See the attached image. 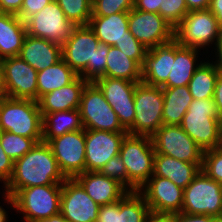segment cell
Returning a JSON list of instances; mask_svg holds the SVG:
<instances>
[{"label": "cell", "mask_w": 222, "mask_h": 222, "mask_svg": "<svg viewBox=\"0 0 222 222\" xmlns=\"http://www.w3.org/2000/svg\"><path fill=\"white\" fill-rule=\"evenodd\" d=\"M163 105L162 87L138 83L134 92L135 119L128 134L151 137L163 125Z\"/></svg>", "instance_id": "cell-7"}, {"label": "cell", "mask_w": 222, "mask_h": 222, "mask_svg": "<svg viewBox=\"0 0 222 222\" xmlns=\"http://www.w3.org/2000/svg\"><path fill=\"white\" fill-rule=\"evenodd\" d=\"M0 131L42 142V115L38 101L4 96L0 102Z\"/></svg>", "instance_id": "cell-3"}, {"label": "cell", "mask_w": 222, "mask_h": 222, "mask_svg": "<svg viewBox=\"0 0 222 222\" xmlns=\"http://www.w3.org/2000/svg\"><path fill=\"white\" fill-rule=\"evenodd\" d=\"M202 165L188 163L165 154L156 153L152 176L167 178L178 187L185 189L200 172Z\"/></svg>", "instance_id": "cell-26"}, {"label": "cell", "mask_w": 222, "mask_h": 222, "mask_svg": "<svg viewBox=\"0 0 222 222\" xmlns=\"http://www.w3.org/2000/svg\"><path fill=\"white\" fill-rule=\"evenodd\" d=\"M42 115V141L61 136L67 132L84 129L79 109L65 110Z\"/></svg>", "instance_id": "cell-29"}, {"label": "cell", "mask_w": 222, "mask_h": 222, "mask_svg": "<svg viewBox=\"0 0 222 222\" xmlns=\"http://www.w3.org/2000/svg\"><path fill=\"white\" fill-rule=\"evenodd\" d=\"M51 1L53 0H23L21 10L17 16L25 23Z\"/></svg>", "instance_id": "cell-42"}, {"label": "cell", "mask_w": 222, "mask_h": 222, "mask_svg": "<svg viewBox=\"0 0 222 222\" xmlns=\"http://www.w3.org/2000/svg\"><path fill=\"white\" fill-rule=\"evenodd\" d=\"M94 83L103 92L105 100L117 114L122 127L127 131L135 119L134 92L137 82L125 79L99 77Z\"/></svg>", "instance_id": "cell-16"}, {"label": "cell", "mask_w": 222, "mask_h": 222, "mask_svg": "<svg viewBox=\"0 0 222 222\" xmlns=\"http://www.w3.org/2000/svg\"><path fill=\"white\" fill-rule=\"evenodd\" d=\"M74 179L100 206L119 201L128 192L121 183L99 171H85L75 176Z\"/></svg>", "instance_id": "cell-21"}, {"label": "cell", "mask_w": 222, "mask_h": 222, "mask_svg": "<svg viewBox=\"0 0 222 222\" xmlns=\"http://www.w3.org/2000/svg\"><path fill=\"white\" fill-rule=\"evenodd\" d=\"M205 60L194 72L188 84L193 99H211L214 97L219 71L210 62L211 59Z\"/></svg>", "instance_id": "cell-33"}, {"label": "cell", "mask_w": 222, "mask_h": 222, "mask_svg": "<svg viewBox=\"0 0 222 222\" xmlns=\"http://www.w3.org/2000/svg\"><path fill=\"white\" fill-rule=\"evenodd\" d=\"M26 36V25L16 14L0 13V61L18 56Z\"/></svg>", "instance_id": "cell-27"}, {"label": "cell", "mask_w": 222, "mask_h": 222, "mask_svg": "<svg viewBox=\"0 0 222 222\" xmlns=\"http://www.w3.org/2000/svg\"><path fill=\"white\" fill-rule=\"evenodd\" d=\"M213 99L218 114L222 113V73L217 78Z\"/></svg>", "instance_id": "cell-47"}, {"label": "cell", "mask_w": 222, "mask_h": 222, "mask_svg": "<svg viewBox=\"0 0 222 222\" xmlns=\"http://www.w3.org/2000/svg\"><path fill=\"white\" fill-rule=\"evenodd\" d=\"M99 172L118 181L127 189V170L119 155L111 158Z\"/></svg>", "instance_id": "cell-41"}, {"label": "cell", "mask_w": 222, "mask_h": 222, "mask_svg": "<svg viewBox=\"0 0 222 222\" xmlns=\"http://www.w3.org/2000/svg\"><path fill=\"white\" fill-rule=\"evenodd\" d=\"M32 222H70V221L65 219L63 215L59 213V214L50 216L49 218H40Z\"/></svg>", "instance_id": "cell-51"}, {"label": "cell", "mask_w": 222, "mask_h": 222, "mask_svg": "<svg viewBox=\"0 0 222 222\" xmlns=\"http://www.w3.org/2000/svg\"><path fill=\"white\" fill-rule=\"evenodd\" d=\"M181 212L222 219V185L201 169L184 189Z\"/></svg>", "instance_id": "cell-8"}, {"label": "cell", "mask_w": 222, "mask_h": 222, "mask_svg": "<svg viewBox=\"0 0 222 222\" xmlns=\"http://www.w3.org/2000/svg\"><path fill=\"white\" fill-rule=\"evenodd\" d=\"M78 75L61 59L37 74L38 100L45 94L73 82Z\"/></svg>", "instance_id": "cell-32"}, {"label": "cell", "mask_w": 222, "mask_h": 222, "mask_svg": "<svg viewBox=\"0 0 222 222\" xmlns=\"http://www.w3.org/2000/svg\"><path fill=\"white\" fill-rule=\"evenodd\" d=\"M98 43L89 25L75 26L69 39L61 46L62 59L79 76L88 64H93Z\"/></svg>", "instance_id": "cell-19"}, {"label": "cell", "mask_w": 222, "mask_h": 222, "mask_svg": "<svg viewBox=\"0 0 222 222\" xmlns=\"http://www.w3.org/2000/svg\"><path fill=\"white\" fill-rule=\"evenodd\" d=\"M161 0H134V8L159 14Z\"/></svg>", "instance_id": "cell-45"}, {"label": "cell", "mask_w": 222, "mask_h": 222, "mask_svg": "<svg viewBox=\"0 0 222 222\" xmlns=\"http://www.w3.org/2000/svg\"><path fill=\"white\" fill-rule=\"evenodd\" d=\"M102 76L140 83L142 82V67L119 48L110 46L106 57L105 73Z\"/></svg>", "instance_id": "cell-31"}, {"label": "cell", "mask_w": 222, "mask_h": 222, "mask_svg": "<svg viewBox=\"0 0 222 222\" xmlns=\"http://www.w3.org/2000/svg\"><path fill=\"white\" fill-rule=\"evenodd\" d=\"M148 222H173V219L170 216H155L152 215Z\"/></svg>", "instance_id": "cell-52"}, {"label": "cell", "mask_w": 222, "mask_h": 222, "mask_svg": "<svg viewBox=\"0 0 222 222\" xmlns=\"http://www.w3.org/2000/svg\"><path fill=\"white\" fill-rule=\"evenodd\" d=\"M23 0H0V13L18 14Z\"/></svg>", "instance_id": "cell-46"}, {"label": "cell", "mask_w": 222, "mask_h": 222, "mask_svg": "<svg viewBox=\"0 0 222 222\" xmlns=\"http://www.w3.org/2000/svg\"><path fill=\"white\" fill-rule=\"evenodd\" d=\"M3 190V201L8 208L23 214L22 221L32 222L40 218H49L60 213L62 183L44 186H32L20 189L13 197ZM9 205H11L9 207Z\"/></svg>", "instance_id": "cell-2"}, {"label": "cell", "mask_w": 222, "mask_h": 222, "mask_svg": "<svg viewBox=\"0 0 222 222\" xmlns=\"http://www.w3.org/2000/svg\"><path fill=\"white\" fill-rule=\"evenodd\" d=\"M151 216L143 195L128 191L119 201L100 206L96 222H148Z\"/></svg>", "instance_id": "cell-20"}, {"label": "cell", "mask_w": 222, "mask_h": 222, "mask_svg": "<svg viewBox=\"0 0 222 222\" xmlns=\"http://www.w3.org/2000/svg\"><path fill=\"white\" fill-rule=\"evenodd\" d=\"M127 134L85 129V171H100L111 158L118 156Z\"/></svg>", "instance_id": "cell-17"}, {"label": "cell", "mask_w": 222, "mask_h": 222, "mask_svg": "<svg viewBox=\"0 0 222 222\" xmlns=\"http://www.w3.org/2000/svg\"><path fill=\"white\" fill-rule=\"evenodd\" d=\"M109 45L99 42L93 56V64H88L86 69L79 75L88 82H94L105 73L106 57L109 52Z\"/></svg>", "instance_id": "cell-36"}, {"label": "cell", "mask_w": 222, "mask_h": 222, "mask_svg": "<svg viewBox=\"0 0 222 222\" xmlns=\"http://www.w3.org/2000/svg\"><path fill=\"white\" fill-rule=\"evenodd\" d=\"M222 36L215 15L210 9L191 10L181 22L174 28V39L184 47L198 50L204 49L208 52L213 44V48Z\"/></svg>", "instance_id": "cell-6"}, {"label": "cell", "mask_w": 222, "mask_h": 222, "mask_svg": "<svg viewBox=\"0 0 222 222\" xmlns=\"http://www.w3.org/2000/svg\"><path fill=\"white\" fill-rule=\"evenodd\" d=\"M130 33L147 49L174 40V27L160 14L133 8L128 12Z\"/></svg>", "instance_id": "cell-13"}, {"label": "cell", "mask_w": 222, "mask_h": 222, "mask_svg": "<svg viewBox=\"0 0 222 222\" xmlns=\"http://www.w3.org/2000/svg\"><path fill=\"white\" fill-rule=\"evenodd\" d=\"M173 222H222V219L216 216L202 215V214H186L177 213L170 215Z\"/></svg>", "instance_id": "cell-44"}, {"label": "cell", "mask_w": 222, "mask_h": 222, "mask_svg": "<svg viewBox=\"0 0 222 222\" xmlns=\"http://www.w3.org/2000/svg\"><path fill=\"white\" fill-rule=\"evenodd\" d=\"M47 144L66 178L85 172V129L67 132Z\"/></svg>", "instance_id": "cell-14"}, {"label": "cell", "mask_w": 222, "mask_h": 222, "mask_svg": "<svg viewBox=\"0 0 222 222\" xmlns=\"http://www.w3.org/2000/svg\"><path fill=\"white\" fill-rule=\"evenodd\" d=\"M188 10H201L208 9L211 4V0H185Z\"/></svg>", "instance_id": "cell-49"}, {"label": "cell", "mask_w": 222, "mask_h": 222, "mask_svg": "<svg viewBox=\"0 0 222 222\" xmlns=\"http://www.w3.org/2000/svg\"><path fill=\"white\" fill-rule=\"evenodd\" d=\"M0 141L4 152L13 161L24 156L36 144L32 138H26L8 131H0Z\"/></svg>", "instance_id": "cell-35"}, {"label": "cell", "mask_w": 222, "mask_h": 222, "mask_svg": "<svg viewBox=\"0 0 222 222\" xmlns=\"http://www.w3.org/2000/svg\"><path fill=\"white\" fill-rule=\"evenodd\" d=\"M155 150L150 136L127 134L119 156L127 170V190L138 191L153 175Z\"/></svg>", "instance_id": "cell-5"}, {"label": "cell", "mask_w": 222, "mask_h": 222, "mask_svg": "<svg viewBox=\"0 0 222 222\" xmlns=\"http://www.w3.org/2000/svg\"><path fill=\"white\" fill-rule=\"evenodd\" d=\"M202 170L222 185V145L204 151Z\"/></svg>", "instance_id": "cell-37"}, {"label": "cell", "mask_w": 222, "mask_h": 222, "mask_svg": "<svg viewBox=\"0 0 222 222\" xmlns=\"http://www.w3.org/2000/svg\"><path fill=\"white\" fill-rule=\"evenodd\" d=\"M188 12L185 0H161L159 14L174 28Z\"/></svg>", "instance_id": "cell-39"}, {"label": "cell", "mask_w": 222, "mask_h": 222, "mask_svg": "<svg viewBox=\"0 0 222 222\" xmlns=\"http://www.w3.org/2000/svg\"><path fill=\"white\" fill-rule=\"evenodd\" d=\"M219 130H220V135L222 137V113L219 114Z\"/></svg>", "instance_id": "cell-55"}, {"label": "cell", "mask_w": 222, "mask_h": 222, "mask_svg": "<svg viewBox=\"0 0 222 222\" xmlns=\"http://www.w3.org/2000/svg\"><path fill=\"white\" fill-rule=\"evenodd\" d=\"M78 109L84 129L127 132L120 124L117 114L105 100L103 92L94 82H88L83 88Z\"/></svg>", "instance_id": "cell-9"}, {"label": "cell", "mask_w": 222, "mask_h": 222, "mask_svg": "<svg viewBox=\"0 0 222 222\" xmlns=\"http://www.w3.org/2000/svg\"><path fill=\"white\" fill-rule=\"evenodd\" d=\"M1 204V202H0ZM6 209L2 205H0V222H7L9 219V214L7 213Z\"/></svg>", "instance_id": "cell-53"}, {"label": "cell", "mask_w": 222, "mask_h": 222, "mask_svg": "<svg viewBox=\"0 0 222 222\" xmlns=\"http://www.w3.org/2000/svg\"><path fill=\"white\" fill-rule=\"evenodd\" d=\"M87 83L86 79L78 76L70 84L43 95L38 100L41 114L78 109L83 88Z\"/></svg>", "instance_id": "cell-25"}, {"label": "cell", "mask_w": 222, "mask_h": 222, "mask_svg": "<svg viewBox=\"0 0 222 222\" xmlns=\"http://www.w3.org/2000/svg\"><path fill=\"white\" fill-rule=\"evenodd\" d=\"M18 56L39 72L62 59L61 45L27 35Z\"/></svg>", "instance_id": "cell-24"}, {"label": "cell", "mask_w": 222, "mask_h": 222, "mask_svg": "<svg viewBox=\"0 0 222 222\" xmlns=\"http://www.w3.org/2000/svg\"><path fill=\"white\" fill-rule=\"evenodd\" d=\"M89 27L94 31L99 42L115 46L125 38H130L128 29V12L110 16H91Z\"/></svg>", "instance_id": "cell-28"}, {"label": "cell", "mask_w": 222, "mask_h": 222, "mask_svg": "<svg viewBox=\"0 0 222 222\" xmlns=\"http://www.w3.org/2000/svg\"><path fill=\"white\" fill-rule=\"evenodd\" d=\"M4 94L11 98L38 101V72L19 56L0 61Z\"/></svg>", "instance_id": "cell-12"}, {"label": "cell", "mask_w": 222, "mask_h": 222, "mask_svg": "<svg viewBox=\"0 0 222 222\" xmlns=\"http://www.w3.org/2000/svg\"><path fill=\"white\" fill-rule=\"evenodd\" d=\"M25 25L27 35L43 38L61 46L69 39L75 27L55 0L29 18Z\"/></svg>", "instance_id": "cell-11"}, {"label": "cell", "mask_w": 222, "mask_h": 222, "mask_svg": "<svg viewBox=\"0 0 222 222\" xmlns=\"http://www.w3.org/2000/svg\"><path fill=\"white\" fill-rule=\"evenodd\" d=\"M199 52L201 53V50L181 46L174 39L172 41V68L162 88L187 86L194 72L204 61V59L199 60Z\"/></svg>", "instance_id": "cell-22"}, {"label": "cell", "mask_w": 222, "mask_h": 222, "mask_svg": "<svg viewBox=\"0 0 222 222\" xmlns=\"http://www.w3.org/2000/svg\"><path fill=\"white\" fill-rule=\"evenodd\" d=\"M133 8L134 0H95L92 2V16H110Z\"/></svg>", "instance_id": "cell-38"}, {"label": "cell", "mask_w": 222, "mask_h": 222, "mask_svg": "<svg viewBox=\"0 0 222 222\" xmlns=\"http://www.w3.org/2000/svg\"><path fill=\"white\" fill-rule=\"evenodd\" d=\"M163 91V125H180L193 101L189 87L178 86L173 88H162Z\"/></svg>", "instance_id": "cell-30"}, {"label": "cell", "mask_w": 222, "mask_h": 222, "mask_svg": "<svg viewBox=\"0 0 222 222\" xmlns=\"http://www.w3.org/2000/svg\"><path fill=\"white\" fill-rule=\"evenodd\" d=\"M138 191L152 215L170 216L182 210L184 189L167 178L151 176Z\"/></svg>", "instance_id": "cell-15"}, {"label": "cell", "mask_w": 222, "mask_h": 222, "mask_svg": "<svg viewBox=\"0 0 222 222\" xmlns=\"http://www.w3.org/2000/svg\"><path fill=\"white\" fill-rule=\"evenodd\" d=\"M67 19L75 26L88 25L92 16V2L90 0H55Z\"/></svg>", "instance_id": "cell-34"}, {"label": "cell", "mask_w": 222, "mask_h": 222, "mask_svg": "<svg viewBox=\"0 0 222 222\" xmlns=\"http://www.w3.org/2000/svg\"><path fill=\"white\" fill-rule=\"evenodd\" d=\"M214 51L212 54H215L213 57V60L215 59V61L211 60L213 65L216 67V69L219 71V73H222V36L221 38L217 41V43L215 44Z\"/></svg>", "instance_id": "cell-48"}, {"label": "cell", "mask_w": 222, "mask_h": 222, "mask_svg": "<svg viewBox=\"0 0 222 222\" xmlns=\"http://www.w3.org/2000/svg\"><path fill=\"white\" fill-rule=\"evenodd\" d=\"M172 68V41L147 49L142 65V82L162 87Z\"/></svg>", "instance_id": "cell-23"}, {"label": "cell", "mask_w": 222, "mask_h": 222, "mask_svg": "<svg viewBox=\"0 0 222 222\" xmlns=\"http://www.w3.org/2000/svg\"><path fill=\"white\" fill-rule=\"evenodd\" d=\"M151 138L155 153L165 154L188 163L203 164L204 150L180 125H162Z\"/></svg>", "instance_id": "cell-10"}, {"label": "cell", "mask_w": 222, "mask_h": 222, "mask_svg": "<svg viewBox=\"0 0 222 222\" xmlns=\"http://www.w3.org/2000/svg\"><path fill=\"white\" fill-rule=\"evenodd\" d=\"M129 58L135 60L141 67L144 63L147 48L143 46L132 34L130 38H125L119 43L115 44Z\"/></svg>", "instance_id": "cell-40"}, {"label": "cell", "mask_w": 222, "mask_h": 222, "mask_svg": "<svg viewBox=\"0 0 222 222\" xmlns=\"http://www.w3.org/2000/svg\"><path fill=\"white\" fill-rule=\"evenodd\" d=\"M209 9L215 15L218 24L222 29V0H211Z\"/></svg>", "instance_id": "cell-50"}, {"label": "cell", "mask_w": 222, "mask_h": 222, "mask_svg": "<svg viewBox=\"0 0 222 222\" xmlns=\"http://www.w3.org/2000/svg\"><path fill=\"white\" fill-rule=\"evenodd\" d=\"M14 161L7 156L4 149L1 146L0 141V182L3 184L2 189H5V185L10 180L13 173Z\"/></svg>", "instance_id": "cell-43"}, {"label": "cell", "mask_w": 222, "mask_h": 222, "mask_svg": "<svg viewBox=\"0 0 222 222\" xmlns=\"http://www.w3.org/2000/svg\"><path fill=\"white\" fill-rule=\"evenodd\" d=\"M66 179L50 146L42 141L14 161L13 173L5 185V192L13 197L20 189L54 185L63 183Z\"/></svg>", "instance_id": "cell-1"}, {"label": "cell", "mask_w": 222, "mask_h": 222, "mask_svg": "<svg viewBox=\"0 0 222 222\" xmlns=\"http://www.w3.org/2000/svg\"><path fill=\"white\" fill-rule=\"evenodd\" d=\"M4 90H3V85H2V76H1V66H0V97H4Z\"/></svg>", "instance_id": "cell-54"}, {"label": "cell", "mask_w": 222, "mask_h": 222, "mask_svg": "<svg viewBox=\"0 0 222 222\" xmlns=\"http://www.w3.org/2000/svg\"><path fill=\"white\" fill-rule=\"evenodd\" d=\"M100 205L74 179L62 183L60 213L70 222H96Z\"/></svg>", "instance_id": "cell-18"}, {"label": "cell", "mask_w": 222, "mask_h": 222, "mask_svg": "<svg viewBox=\"0 0 222 222\" xmlns=\"http://www.w3.org/2000/svg\"><path fill=\"white\" fill-rule=\"evenodd\" d=\"M219 114L214 99H193L180 127L204 151L222 145Z\"/></svg>", "instance_id": "cell-4"}]
</instances>
